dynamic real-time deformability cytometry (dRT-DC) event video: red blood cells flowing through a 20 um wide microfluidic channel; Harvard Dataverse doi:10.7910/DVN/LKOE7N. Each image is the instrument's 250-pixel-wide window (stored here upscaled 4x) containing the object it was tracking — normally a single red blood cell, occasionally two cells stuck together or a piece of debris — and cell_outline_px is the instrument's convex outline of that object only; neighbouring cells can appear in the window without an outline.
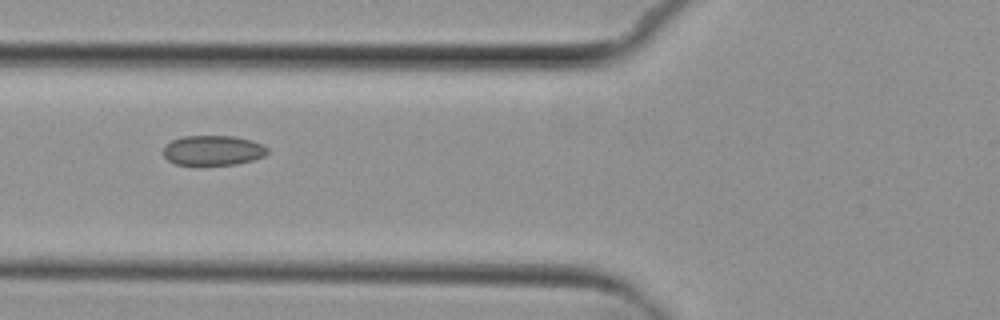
{"species": "common noctule bat (a hibernating species)", "species_latin": "Nyctalus noctula", "temperature_condition": "cold", "stored_images_in_passage": 5, "camera_frame_rate_fps": 3000, "um_per_image_px": 0.085, "animal": {"sex": "female", "body_mass_g": 29.2, "forearm_length_mm": 56.3}, "frame": {"image": 1, "passage_image": 5, "time_ms": 4.667, "image_size_px": [1000, 320], "cell_outline_px": [[268, 152], [264, 156], [252, 160], [236, 164], [200, 168], [196, 168], [176, 164], [168, 160], [164, 156], [164, 144], [172, 140], [184, 136], [236, 136], [252, 140], [268, 148]], "centroid_in_image_um": [18.06, 12.83], "position_along_channel_um": 107.7, "area_um2": 18.96}}